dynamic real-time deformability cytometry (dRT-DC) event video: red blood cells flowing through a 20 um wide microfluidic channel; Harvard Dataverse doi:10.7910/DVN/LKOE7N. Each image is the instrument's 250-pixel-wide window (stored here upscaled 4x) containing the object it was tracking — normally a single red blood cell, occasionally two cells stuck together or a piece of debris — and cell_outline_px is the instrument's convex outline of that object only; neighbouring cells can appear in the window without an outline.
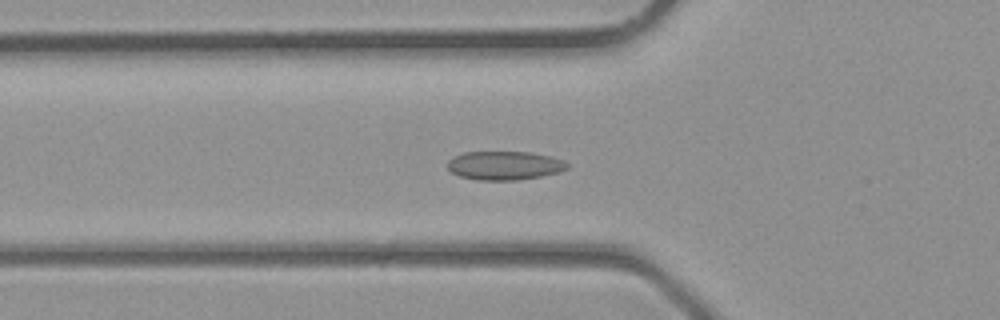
{"species": "common noctule bat (a hibernating species)", "species_latin": "Nyctalus noctula", "temperature_condition": "room temperature", "stored_images_in_passage": 39, "segment_of_instrument_passage": [1, 2], "camera_frame_rate_fps": 3000, "um_per_image_px": 0.085, "animal": {"sex": "male", "body_mass_g": 23.1, "forearm_length_mm": 52.7}, "frame": {"image": 1, "passage_image": 13, "time_ms": 4.0, "image_size_px": [1000, 320], "cell_outline_px": [[568, 168], [560, 172], [540, 176], [516, 180], [476, 180], [460, 176], [452, 172], [448, 168], [448, 160], [464, 152], [532, 152], [552, 156], [564, 160], [568, 164]], "centroid_in_image_um": [42.92, 14.06], "position_along_channel_um": 82.9, "area_um2": 20.06}}
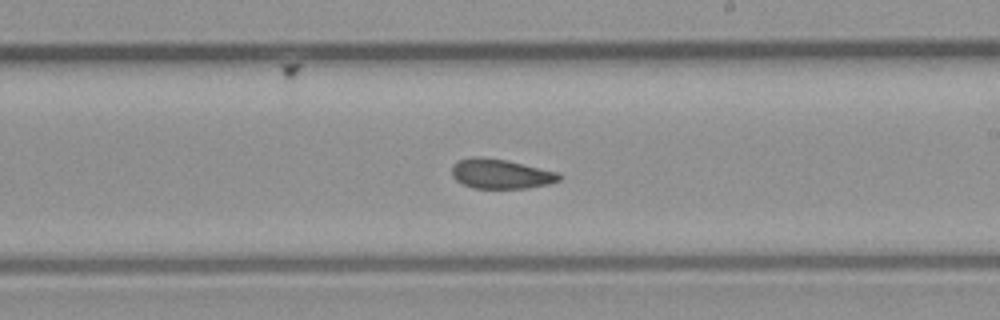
{"frame": {"image": 2, "passage_image": 22, "time_ms": 7.0, "image_size_px": [1000, 320], "cell_outline_px": [[564, 176], [560, 180], [548, 184], [528, 188], [472, 188], [456, 180], [452, 176], [452, 164], [456, 160], [476, 156], [480, 156], [508, 160], [560, 172]], "centroid_in_image_um": [42.59, 14.76], "position_along_channel_um": 246.4, "area_um2": 18.9}}
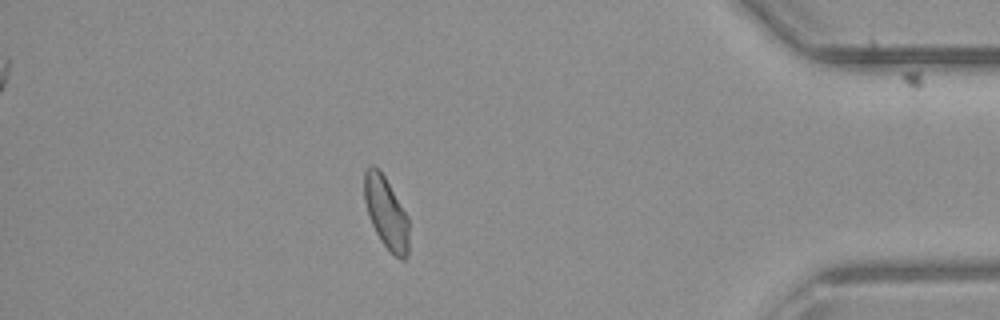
{"frame": {"image": 3, "passage_image": 33, "time_ms": 10.667, "image_size_px": [1000, 320], "cell_outline_px": [[408, 256], [404, 260], [400, 260], [380, 240], [372, 224], [364, 200], [364, 172], [372, 164], [380, 168], [408, 216]], "centroid_in_image_um": [32.82, 18.05], "position_along_channel_um": 402.4, "area_um2": 18.61}}